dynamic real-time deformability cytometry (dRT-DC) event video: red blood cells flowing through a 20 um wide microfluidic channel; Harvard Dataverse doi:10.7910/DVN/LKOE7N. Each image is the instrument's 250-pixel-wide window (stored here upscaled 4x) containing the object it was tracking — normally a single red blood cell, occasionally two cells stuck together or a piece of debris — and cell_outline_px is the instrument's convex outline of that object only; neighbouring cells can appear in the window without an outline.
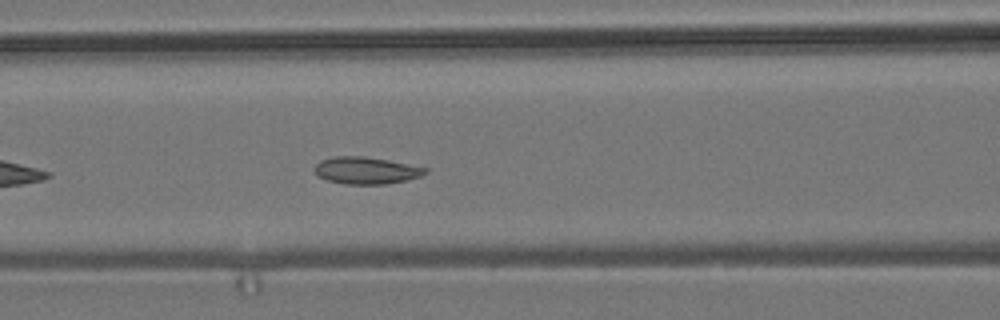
{"species": "common noctule bat (a hibernating species)", "species_latin": "Nyctalus noctula", "temperature_condition": "room temperature", "stored_images_in_passage": 7, "camera_frame_rate_fps": 3000, "um_per_image_px": 0.085, "animal": {"sex": "male", "body_mass_g": 19.2, "forearm_length_mm": 51.8}, "frame": {"image": 1, "passage_image": 7, "time_ms": 7.0, "image_size_px": [1000, 320], "cell_outline_px": [[428, 172], [420, 176], [408, 180], [384, 184], [348, 184], [328, 180], [316, 176], [312, 168], [320, 160], [336, 156], [364, 156], [388, 160], [428, 168]], "centroid_in_image_um": [31.09, 14.48], "position_along_channel_um": 135.5, "area_um2": 17.51}}